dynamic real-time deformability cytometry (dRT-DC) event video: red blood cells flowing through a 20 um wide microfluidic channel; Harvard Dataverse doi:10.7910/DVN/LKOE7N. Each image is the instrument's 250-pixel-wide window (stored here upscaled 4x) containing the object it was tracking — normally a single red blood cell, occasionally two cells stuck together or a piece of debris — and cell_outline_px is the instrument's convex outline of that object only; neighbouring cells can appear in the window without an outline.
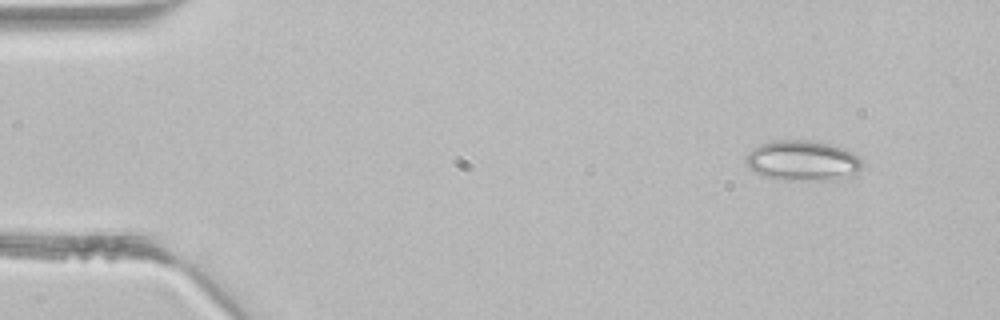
{"species": "common noctule bat (a hibernating species)", "species_latin": "Nyctalus noctula", "temperature_condition": "room temperature", "stored_images_in_passage": 4, "segment_of_instrument_passage": [2, 2], "camera_frame_rate_fps": 3000, "um_per_image_px": 0.085, "animal": {"sex": "male", "body_mass_g": 21.5, "forearm_length_mm": 52.0}, "frame": {"image": 1, "passage_image": 4, "time_ms": 1.0, "image_size_px": [1000, 320], "cell_outline_px": [[860, 168], [856, 176], [828, 180], [780, 180], [764, 176], [748, 168], [744, 160], [744, 156], [752, 148], [760, 144], [772, 140], [808, 140], [828, 144], [844, 148], [860, 156]], "centroid_in_image_um": [68.19, 13.66], "position_along_channel_um": 16.8, "area_um2": 27.69}}